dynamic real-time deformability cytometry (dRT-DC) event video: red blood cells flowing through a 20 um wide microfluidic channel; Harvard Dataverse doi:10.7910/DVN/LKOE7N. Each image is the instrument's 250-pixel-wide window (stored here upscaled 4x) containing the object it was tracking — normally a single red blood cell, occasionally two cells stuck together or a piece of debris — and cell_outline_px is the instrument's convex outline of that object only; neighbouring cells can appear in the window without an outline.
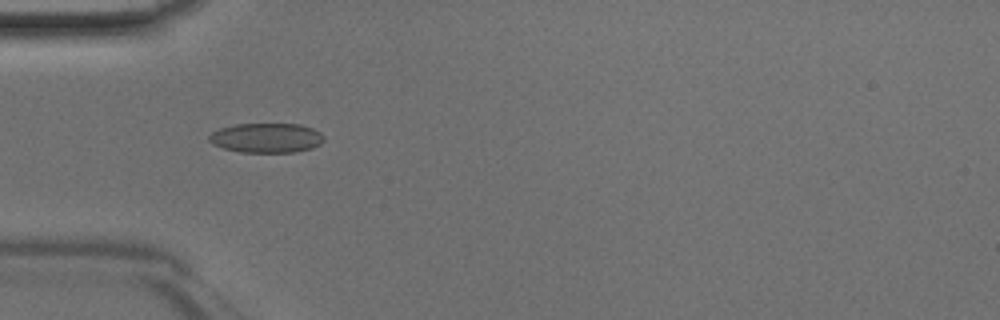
{"species": "Egyptian fruit bat (a non-hibernating species)", "species_latin": "Rousettus aegyptiacus", "temperature_condition": "room temperature", "stored_images_in_passage": 46, "camera_frame_rate_fps": 3000, "um_per_image_px": 0.085, "animal": {"sex": "male"}, "frame": {"image": 1, "passage_image": 14, "time_ms": 4.333, "image_size_px": [1000, 320], "cell_outline_px": [[324, 140], [320, 144], [312, 148], [292, 152], [240, 152], [224, 148], [212, 144], [208, 140], [208, 136], [212, 132], [220, 128], [236, 124], [300, 124], [312, 128], [320, 132], [324, 136]], "centroid_in_image_um": [22.64, 11.72], "position_along_channel_um": 62.4, "area_um2": 19.83}}
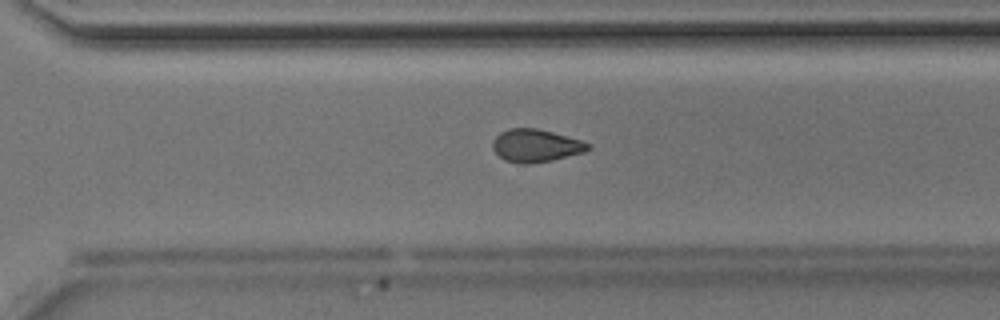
{"frame": {"image": 2, "passage_image": 32, "time_ms": 10.333, "image_size_px": [1000, 320], "cell_outline_px": [[592, 148], [584, 152], [552, 160], [528, 164], [516, 164], [504, 160], [492, 148], [492, 140], [500, 132], [508, 128], [536, 128], [552, 132], [580, 140], [592, 144]], "centroid_in_image_um": [45.53, 12.38], "position_along_channel_um": 325.1, "area_um2": 18.32}}
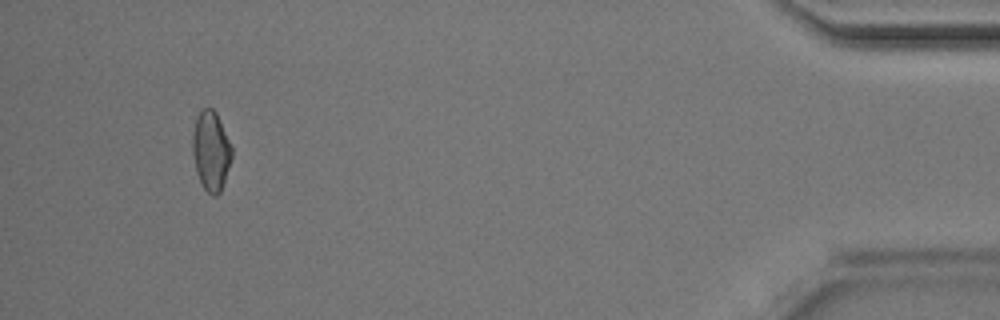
{"frame": {"image": 3, "passage_image": 43, "time_ms": 14.0, "image_size_px": [1000, 320], "cell_outline_px": [[232, 156], [220, 192], [216, 196], [212, 196], [204, 188], [196, 172], [192, 152], [192, 136], [196, 116], [204, 108], [212, 108], [216, 112], [232, 144]], "centroid_in_image_um": [17.93, 12.8], "position_along_channel_um": 417.3, "area_um2": 18.21}}